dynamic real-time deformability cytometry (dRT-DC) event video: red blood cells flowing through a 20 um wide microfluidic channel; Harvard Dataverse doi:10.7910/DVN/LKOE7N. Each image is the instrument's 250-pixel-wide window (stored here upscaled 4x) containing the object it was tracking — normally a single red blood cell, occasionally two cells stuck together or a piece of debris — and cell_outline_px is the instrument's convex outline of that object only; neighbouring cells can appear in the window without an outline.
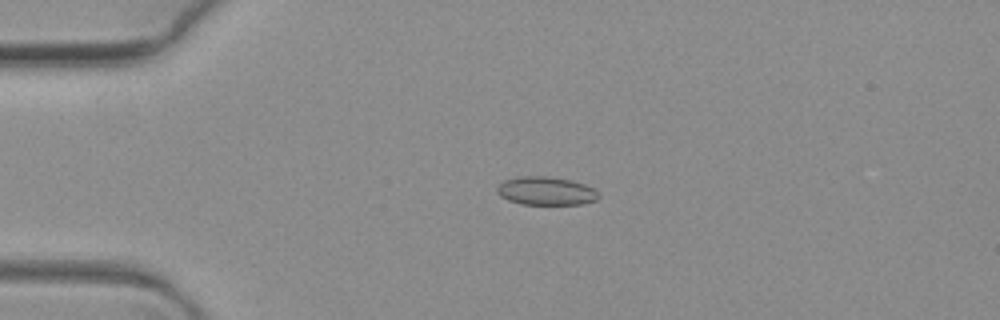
{"species": "common noctule bat (a hibernating species)", "species_latin": "Nyctalus noctula", "temperature_condition": "warm", "stored_images_in_passage": 2, "camera_frame_rate_fps": 3000, "um_per_image_px": 0.085, "animal": {"sex": "female", "body_mass_g": 19.3, "forearm_length_mm": 54.1}, "frame": {"image": 1, "passage_image": 1, "time_ms": 0.0, "image_size_px": [1000, 320], "cell_outline_px": [[600, 196], [596, 200], [584, 204], [520, 204], [508, 200], [500, 196], [496, 192], [496, 188], [504, 180], [520, 176], [544, 176], [568, 180], [584, 184], [592, 188]], "centroid_in_image_um": [46.37, 16.24], "position_along_channel_um": 38.6, "area_um2": 16.65}}